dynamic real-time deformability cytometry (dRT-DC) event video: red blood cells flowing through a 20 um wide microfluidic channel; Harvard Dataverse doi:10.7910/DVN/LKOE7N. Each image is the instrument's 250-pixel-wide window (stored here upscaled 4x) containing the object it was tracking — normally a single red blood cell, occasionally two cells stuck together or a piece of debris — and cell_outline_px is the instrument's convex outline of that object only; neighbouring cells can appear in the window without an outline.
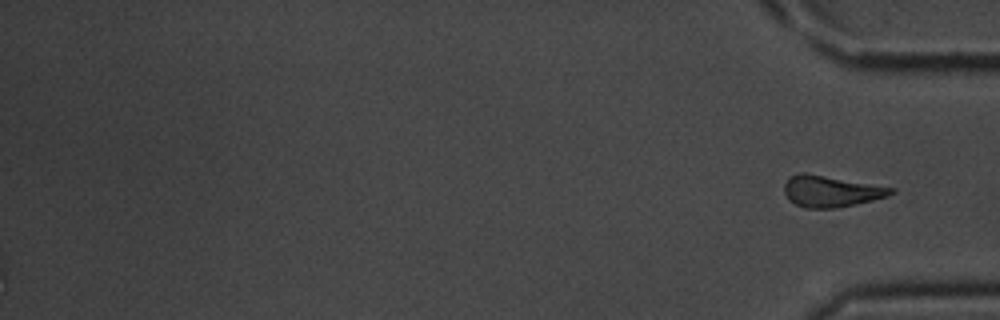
{"species": "common noctule bat (a hibernating species)", "species_latin": "Nyctalus noctula", "temperature_condition": "room temperature", "stored_images_in_passage": 33, "segment_of_instrument_passage": [2, 2], "camera_frame_rate_fps": 3000, "um_per_image_px": 0.085, "animal": {"sex": "male", "body_mass_g": 20.1, "forearm_length_mm": 53.5}, "frame": {"image": 1, "passage_image": 33, "time_ms": 10.667, "image_size_px": [1000, 320], "cell_outline_px": [[896, 192], [888, 196], [856, 204], [836, 208], [804, 208], [788, 200], [784, 192], [784, 184], [788, 176], [800, 172], [804, 172], [896, 188]], "centroid_in_image_um": [70.61, 16.25], "position_along_channel_um": 364.6, "area_um2": 19.65}}